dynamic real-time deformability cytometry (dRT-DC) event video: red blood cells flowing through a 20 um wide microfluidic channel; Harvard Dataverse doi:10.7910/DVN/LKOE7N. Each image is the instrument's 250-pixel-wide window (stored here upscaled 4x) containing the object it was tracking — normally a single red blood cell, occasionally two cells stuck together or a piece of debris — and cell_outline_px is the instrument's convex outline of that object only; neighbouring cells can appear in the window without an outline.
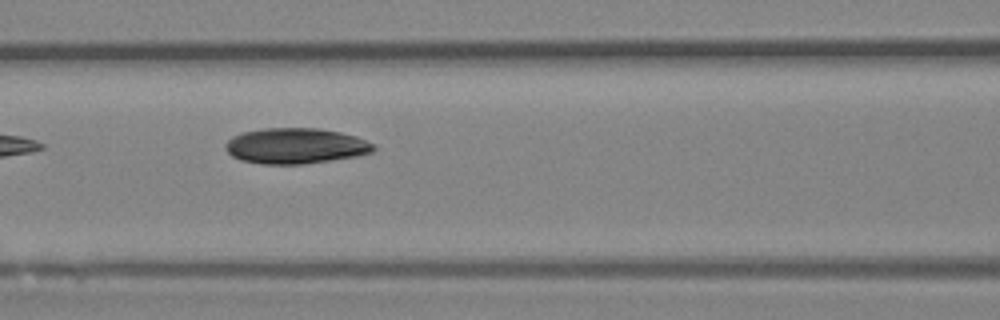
{"species": "Egyptian fruit bat (a non-hibernating species)", "species_latin": "Rousettus aegyptiacus", "temperature_condition": "room temperature", "stored_images_in_passage": 3, "camera_frame_rate_fps": 3000, "um_per_image_px": 0.085, "animal": {"sex": "female"}, "frame": {"image": 1, "passage_image": 3, "time_ms": 0.667, "image_size_px": [1000, 320], "cell_outline_px": [[376, 148], [372, 152], [356, 156], [332, 160], [300, 164], [260, 164], [240, 160], [232, 156], [224, 148], [224, 144], [232, 136], [244, 132], [264, 128], [320, 128], [340, 132], [356, 136], [376, 144]], "centroid_in_image_um": [25.13, 12.4], "position_along_channel_um": 141.5, "area_um2": 30.92}}